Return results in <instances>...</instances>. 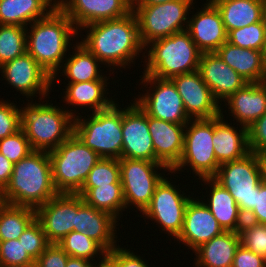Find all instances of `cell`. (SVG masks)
<instances>
[{"label": "cell", "instance_id": "obj_1", "mask_svg": "<svg viewBox=\"0 0 266 267\" xmlns=\"http://www.w3.org/2000/svg\"><path fill=\"white\" fill-rule=\"evenodd\" d=\"M85 28L87 35L80 43L103 65L109 68L113 66V71L117 67L129 68L130 63H135L139 53L145 50L139 36L138 20L133 11L119 19L86 25L82 30Z\"/></svg>", "mask_w": 266, "mask_h": 267}, {"label": "cell", "instance_id": "obj_2", "mask_svg": "<svg viewBox=\"0 0 266 267\" xmlns=\"http://www.w3.org/2000/svg\"><path fill=\"white\" fill-rule=\"evenodd\" d=\"M26 28V46L37 63L52 77V82L60 72L64 57L70 50L71 38L78 35L70 18L59 8H55L45 18L34 21ZM29 30V31H28ZM70 44V45H69Z\"/></svg>", "mask_w": 266, "mask_h": 267}, {"label": "cell", "instance_id": "obj_3", "mask_svg": "<svg viewBox=\"0 0 266 267\" xmlns=\"http://www.w3.org/2000/svg\"><path fill=\"white\" fill-rule=\"evenodd\" d=\"M57 194L49 153L33 150L14 164L9 184L0 193V202L36 209Z\"/></svg>", "mask_w": 266, "mask_h": 267}, {"label": "cell", "instance_id": "obj_4", "mask_svg": "<svg viewBox=\"0 0 266 267\" xmlns=\"http://www.w3.org/2000/svg\"><path fill=\"white\" fill-rule=\"evenodd\" d=\"M38 102L29 101L22 107L21 129L32 150L50 152L73 134L76 114L71 108L63 110L53 103Z\"/></svg>", "mask_w": 266, "mask_h": 267}, {"label": "cell", "instance_id": "obj_5", "mask_svg": "<svg viewBox=\"0 0 266 267\" xmlns=\"http://www.w3.org/2000/svg\"><path fill=\"white\" fill-rule=\"evenodd\" d=\"M146 47L143 53L146 64L143 74L171 79L199 68L202 53L187 30L154 40Z\"/></svg>", "mask_w": 266, "mask_h": 267}, {"label": "cell", "instance_id": "obj_6", "mask_svg": "<svg viewBox=\"0 0 266 267\" xmlns=\"http://www.w3.org/2000/svg\"><path fill=\"white\" fill-rule=\"evenodd\" d=\"M114 103L110 108L74 118L73 133L101 158H122L123 109Z\"/></svg>", "mask_w": 266, "mask_h": 267}, {"label": "cell", "instance_id": "obj_7", "mask_svg": "<svg viewBox=\"0 0 266 267\" xmlns=\"http://www.w3.org/2000/svg\"><path fill=\"white\" fill-rule=\"evenodd\" d=\"M48 153L52 165V181L58 193L76 194L89 172L102 159L74 133Z\"/></svg>", "mask_w": 266, "mask_h": 267}, {"label": "cell", "instance_id": "obj_8", "mask_svg": "<svg viewBox=\"0 0 266 267\" xmlns=\"http://www.w3.org/2000/svg\"><path fill=\"white\" fill-rule=\"evenodd\" d=\"M194 0H173L154 5H133L143 46L154 40L187 30ZM188 14V17H187ZM186 27H185V26Z\"/></svg>", "mask_w": 266, "mask_h": 267}, {"label": "cell", "instance_id": "obj_9", "mask_svg": "<svg viewBox=\"0 0 266 267\" xmlns=\"http://www.w3.org/2000/svg\"><path fill=\"white\" fill-rule=\"evenodd\" d=\"M186 165L199 177L196 179L212 178L217 173L220 164L214 153L213 118L190 119L185 125L183 153L170 173L176 174Z\"/></svg>", "mask_w": 266, "mask_h": 267}, {"label": "cell", "instance_id": "obj_10", "mask_svg": "<svg viewBox=\"0 0 266 267\" xmlns=\"http://www.w3.org/2000/svg\"><path fill=\"white\" fill-rule=\"evenodd\" d=\"M212 178L229 191L244 218L254 210L256 186L261 182L255 153L221 164Z\"/></svg>", "mask_w": 266, "mask_h": 267}, {"label": "cell", "instance_id": "obj_11", "mask_svg": "<svg viewBox=\"0 0 266 267\" xmlns=\"http://www.w3.org/2000/svg\"><path fill=\"white\" fill-rule=\"evenodd\" d=\"M119 165L126 209L132 205L142 213L149 205L157 184L165 176L157 170H170L158 162L128 158H120Z\"/></svg>", "mask_w": 266, "mask_h": 267}, {"label": "cell", "instance_id": "obj_12", "mask_svg": "<svg viewBox=\"0 0 266 267\" xmlns=\"http://www.w3.org/2000/svg\"><path fill=\"white\" fill-rule=\"evenodd\" d=\"M142 85H150L146 93L139 95L135 103L153 118L178 124H187L190 118L185 112L181 96L171 79L143 74Z\"/></svg>", "mask_w": 266, "mask_h": 267}, {"label": "cell", "instance_id": "obj_13", "mask_svg": "<svg viewBox=\"0 0 266 267\" xmlns=\"http://www.w3.org/2000/svg\"><path fill=\"white\" fill-rule=\"evenodd\" d=\"M167 179L165 176L157 184L152 199L142 214L146 219L154 220L162 231H166L165 234L168 233L175 239L180 235L185 209L192 197Z\"/></svg>", "mask_w": 266, "mask_h": 267}, {"label": "cell", "instance_id": "obj_14", "mask_svg": "<svg viewBox=\"0 0 266 267\" xmlns=\"http://www.w3.org/2000/svg\"><path fill=\"white\" fill-rule=\"evenodd\" d=\"M0 71L7 84L26 96L28 101L38 93L40 100L46 98L52 90L51 84H55L52 77L27 52L0 66Z\"/></svg>", "mask_w": 266, "mask_h": 267}, {"label": "cell", "instance_id": "obj_15", "mask_svg": "<svg viewBox=\"0 0 266 267\" xmlns=\"http://www.w3.org/2000/svg\"><path fill=\"white\" fill-rule=\"evenodd\" d=\"M122 158L156 162L148 115L133 101L123 108Z\"/></svg>", "mask_w": 266, "mask_h": 267}, {"label": "cell", "instance_id": "obj_16", "mask_svg": "<svg viewBox=\"0 0 266 267\" xmlns=\"http://www.w3.org/2000/svg\"><path fill=\"white\" fill-rule=\"evenodd\" d=\"M190 119H210L221 114L222 105L214 98L199 71L171 78Z\"/></svg>", "mask_w": 266, "mask_h": 267}, {"label": "cell", "instance_id": "obj_17", "mask_svg": "<svg viewBox=\"0 0 266 267\" xmlns=\"http://www.w3.org/2000/svg\"><path fill=\"white\" fill-rule=\"evenodd\" d=\"M35 210L50 244L60 242L76 226V194L58 193Z\"/></svg>", "mask_w": 266, "mask_h": 267}, {"label": "cell", "instance_id": "obj_18", "mask_svg": "<svg viewBox=\"0 0 266 267\" xmlns=\"http://www.w3.org/2000/svg\"><path fill=\"white\" fill-rule=\"evenodd\" d=\"M59 8L80 32L86 25L127 16L133 5L132 0H61Z\"/></svg>", "mask_w": 266, "mask_h": 267}, {"label": "cell", "instance_id": "obj_19", "mask_svg": "<svg viewBox=\"0 0 266 267\" xmlns=\"http://www.w3.org/2000/svg\"><path fill=\"white\" fill-rule=\"evenodd\" d=\"M203 198L202 196L200 199H190L185 209L182 230L176 238L177 242L179 241L186 247H190L188 250L195 251L202 244L224 231L203 200H201Z\"/></svg>", "mask_w": 266, "mask_h": 267}, {"label": "cell", "instance_id": "obj_20", "mask_svg": "<svg viewBox=\"0 0 266 267\" xmlns=\"http://www.w3.org/2000/svg\"><path fill=\"white\" fill-rule=\"evenodd\" d=\"M203 6L189 17L187 31L201 53H213L227 42V32L217 7L210 0Z\"/></svg>", "mask_w": 266, "mask_h": 267}, {"label": "cell", "instance_id": "obj_21", "mask_svg": "<svg viewBox=\"0 0 266 267\" xmlns=\"http://www.w3.org/2000/svg\"><path fill=\"white\" fill-rule=\"evenodd\" d=\"M117 222L111 214L87 205L83 198L76 194V226H73V231L85 233L110 252L117 247Z\"/></svg>", "mask_w": 266, "mask_h": 267}, {"label": "cell", "instance_id": "obj_22", "mask_svg": "<svg viewBox=\"0 0 266 267\" xmlns=\"http://www.w3.org/2000/svg\"><path fill=\"white\" fill-rule=\"evenodd\" d=\"M198 71L220 105L248 83L216 52L201 54Z\"/></svg>", "mask_w": 266, "mask_h": 267}, {"label": "cell", "instance_id": "obj_23", "mask_svg": "<svg viewBox=\"0 0 266 267\" xmlns=\"http://www.w3.org/2000/svg\"><path fill=\"white\" fill-rule=\"evenodd\" d=\"M185 125L148 116L156 162L165 165L170 171L178 164L183 153Z\"/></svg>", "mask_w": 266, "mask_h": 267}, {"label": "cell", "instance_id": "obj_24", "mask_svg": "<svg viewBox=\"0 0 266 267\" xmlns=\"http://www.w3.org/2000/svg\"><path fill=\"white\" fill-rule=\"evenodd\" d=\"M223 111L219 116L213 117V145L218 163L235 161L250 153L248 146V128L234 127L232 123L224 121ZM232 125V126H231Z\"/></svg>", "mask_w": 266, "mask_h": 267}, {"label": "cell", "instance_id": "obj_25", "mask_svg": "<svg viewBox=\"0 0 266 267\" xmlns=\"http://www.w3.org/2000/svg\"><path fill=\"white\" fill-rule=\"evenodd\" d=\"M225 103L236 123L239 122L241 126L249 128L266 113V83H247Z\"/></svg>", "mask_w": 266, "mask_h": 267}, {"label": "cell", "instance_id": "obj_26", "mask_svg": "<svg viewBox=\"0 0 266 267\" xmlns=\"http://www.w3.org/2000/svg\"><path fill=\"white\" fill-rule=\"evenodd\" d=\"M216 53L248 83L263 82L266 52L245 49L225 42Z\"/></svg>", "mask_w": 266, "mask_h": 267}, {"label": "cell", "instance_id": "obj_27", "mask_svg": "<svg viewBox=\"0 0 266 267\" xmlns=\"http://www.w3.org/2000/svg\"><path fill=\"white\" fill-rule=\"evenodd\" d=\"M199 180H202L204 186L211 187L208 195L210 199L207 198V202L206 200L203 202L216 218L218 224L224 231L239 233L245 218L233 196L213 178H200Z\"/></svg>", "mask_w": 266, "mask_h": 267}, {"label": "cell", "instance_id": "obj_28", "mask_svg": "<svg viewBox=\"0 0 266 267\" xmlns=\"http://www.w3.org/2000/svg\"><path fill=\"white\" fill-rule=\"evenodd\" d=\"M240 244L238 232L223 231L193 252L196 255L195 267H232L235 252Z\"/></svg>", "mask_w": 266, "mask_h": 267}, {"label": "cell", "instance_id": "obj_29", "mask_svg": "<svg viewBox=\"0 0 266 267\" xmlns=\"http://www.w3.org/2000/svg\"><path fill=\"white\" fill-rule=\"evenodd\" d=\"M108 80H93L80 83H68L66 91H63L65 94L62 96L69 106L78 108V106L84 108L89 107L88 109L94 112L105 110L110 108L115 100L108 98L107 95V83ZM106 87V88H105ZM107 91V92H106ZM111 99V100H110ZM114 100V101H113Z\"/></svg>", "mask_w": 266, "mask_h": 267}, {"label": "cell", "instance_id": "obj_30", "mask_svg": "<svg viewBox=\"0 0 266 267\" xmlns=\"http://www.w3.org/2000/svg\"><path fill=\"white\" fill-rule=\"evenodd\" d=\"M55 8L50 0H0V24L28 27Z\"/></svg>", "mask_w": 266, "mask_h": 267}, {"label": "cell", "instance_id": "obj_31", "mask_svg": "<svg viewBox=\"0 0 266 267\" xmlns=\"http://www.w3.org/2000/svg\"><path fill=\"white\" fill-rule=\"evenodd\" d=\"M219 10L226 32L262 20L265 0H210Z\"/></svg>", "mask_w": 266, "mask_h": 267}, {"label": "cell", "instance_id": "obj_32", "mask_svg": "<svg viewBox=\"0 0 266 267\" xmlns=\"http://www.w3.org/2000/svg\"><path fill=\"white\" fill-rule=\"evenodd\" d=\"M78 42V43H77ZM73 44V54L64 60L62 67V75L68 78V83H80L93 80H108L102 75L99 64L102 63L79 41ZM100 70V71H99ZM105 76V77H104ZM71 80V81H69Z\"/></svg>", "mask_w": 266, "mask_h": 267}, {"label": "cell", "instance_id": "obj_33", "mask_svg": "<svg viewBox=\"0 0 266 267\" xmlns=\"http://www.w3.org/2000/svg\"><path fill=\"white\" fill-rule=\"evenodd\" d=\"M76 194L80 195L87 205L105 211L117 220L121 218L120 213L126 209L121 183L82 187Z\"/></svg>", "mask_w": 266, "mask_h": 267}, {"label": "cell", "instance_id": "obj_34", "mask_svg": "<svg viewBox=\"0 0 266 267\" xmlns=\"http://www.w3.org/2000/svg\"><path fill=\"white\" fill-rule=\"evenodd\" d=\"M36 218V210L0 202V241L18 239Z\"/></svg>", "mask_w": 266, "mask_h": 267}, {"label": "cell", "instance_id": "obj_35", "mask_svg": "<svg viewBox=\"0 0 266 267\" xmlns=\"http://www.w3.org/2000/svg\"><path fill=\"white\" fill-rule=\"evenodd\" d=\"M70 257L83 258L95 262V257L101 259L107 251L95 240L83 232L71 231L57 243ZM98 254V255H97Z\"/></svg>", "mask_w": 266, "mask_h": 267}, {"label": "cell", "instance_id": "obj_36", "mask_svg": "<svg viewBox=\"0 0 266 267\" xmlns=\"http://www.w3.org/2000/svg\"><path fill=\"white\" fill-rule=\"evenodd\" d=\"M26 27L0 24V66L27 52Z\"/></svg>", "mask_w": 266, "mask_h": 267}, {"label": "cell", "instance_id": "obj_37", "mask_svg": "<svg viewBox=\"0 0 266 267\" xmlns=\"http://www.w3.org/2000/svg\"><path fill=\"white\" fill-rule=\"evenodd\" d=\"M227 42L245 49L265 52V40L262 21L230 30Z\"/></svg>", "mask_w": 266, "mask_h": 267}, {"label": "cell", "instance_id": "obj_38", "mask_svg": "<svg viewBox=\"0 0 266 267\" xmlns=\"http://www.w3.org/2000/svg\"><path fill=\"white\" fill-rule=\"evenodd\" d=\"M121 183L118 159L102 158L89 172L82 187H98Z\"/></svg>", "mask_w": 266, "mask_h": 267}, {"label": "cell", "instance_id": "obj_39", "mask_svg": "<svg viewBox=\"0 0 266 267\" xmlns=\"http://www.w3.org/2000/svg\"><path fill=\"white\" fill-rule=\"evenodd\" d=\"M239 234L241 244L246 249L266 258V224L244 219Z\"/></svg>", "mask_w": 266, "mask_h": 267}, {"label": "cell", "instance_id": "obj_40", "mask_svg": "<svg viewBox=\"0 0 266 267\" xmlns=\"http://www.w3.org/2000/svg\"><path fill=\"white\" fill-rule=\"evenodd\" d=\"M22 241L24 250L36 261L50 245L40 222L35 218L18 238Z\"/></svg>", "mask_w": 266, "mask_h": 267}, {"label": "cell", "instance_id": "obj_41", "mask_svg": "<svg viewBox=\"0 0 266 267\" xmlns=\"http://www.w3.org/2000/svg\"><path fill=\"white\" fill-rule=\"evenodd\" d=\"M32 151L22 129L0 140V153L13 164L18 163Z\"/></svg>", "mask_w": 266, "mask_h": 267}, {"label": "cell", "instance_id": "obj_42", "mask_svg": "<svg viewBox=\"0 0 266 267\" xmlns=\"http://www.w3.org/2000/svg\"><path fill=\"white\" fill-rule=\"evenodd\" d=\"M14 102L0 100V140L21 129V112Z\"/></svg>", "mask_w": 266, "mask_h": 267}, {"label": "cell", "instance_id": "obj_43", "mask_svg": "<svg viewBox=\"0 0 266 267\" xmlns=\"http://www.w3.org/2000/svg\"><path fill=\"white\" fill-rule=\"evenodd\" d=\"M36 264L18 239L0 241V266Z\"/></svg>", "mask_w": 266, "mask_h": 267}, {"label": "cell", "instance_id": "obj_44", "mask_svg": "<svg viewBox=\"0 0 266 267\" xmlns=\"http://www.w3.org/2000/svg\"><path fill=\"white\" fill-rule=\"evenodd\" d=\"M248 146L252 153L266 150V113L248 128Z\"/></svg>", "mask_w": 266, "mask_h": 267}, {"label": "cell", "instance_id": "obj_45", "mask_svg": "<svg viewBox=\"0 0 266 267\" xmlns=\"http://www.w3.org/2000/svg\"><path fill=\"white\" fill-rule=\"evenodd\" d=\"M68 257L58 244H50L35 263L36 267H66Z\"/></svg>", "mask_w": 266, "mask_h": 267}, {"label": "cell", "instance_id": "obj_46", "mask_svg": "<svg viewBox=\"0 0 266 267\" xmlns=\"http://www.w3.org/2000/svg\"><path fill=\"white\" fill-rule=\"evenodd\" d=\"M117 263L118 267H150L140 255L136 254L130 249L117 247L107 252Z\"/></svg>", "mask_w": 266, "mask_h": 267}, {"label": "cell", "instance_id": "obj_47", "mask_svg": "<svg viewBox=\"0 0 266 267\" xmlns=\"http://www.w3.org/2000/svg\"><path fill=\"white\" fill-rule=\"evenodd\" d=\"M232 267H266V258L240 244L235 252Z\"/></svg>", "mask_w": 266, "mask_h": 267}, {"label": "cell", "instance_id": "obj_48", "mask_svg": "<svg viewBox=\"0 0 266 267\" xmlns=\"http://www.w3.org/2000/svg\"><path fill=\"white\" fill-rule=\"evenodd\" d=\"M245 219L266 224V184L262 181L256 186L255 208Z\"/></svg>", "mask_w": 266, "mask_h": 267}, {"label": "cell", "instance_id": "obj_49", "mask_svg": "<svg viewBox=\"0 0 266 267\" xmlns=\"http://www.w3.org/2000/svg\"><path fill=\"white\" fill-rule=\"evenodd\" d=\"M14 164L0 153V193L9 184Z\"/></svg>", "mask_w": 266, "mask_h": 267}, {"label": "cell", "instance_id": "obj_50", "mask_svg": "<svg viewBox=\"0 0 266 267\" xmlns=\"http://www.w3.org/2000/svg\"><path fill=\"white\" fill-rule=\"evenodd\" d=\"M255 156L259 164L261 181L266 184V150L255 152Z\"/></svg>", "mask_w": 266, "mask_h": 267}, {"label": "cell", "instance_id": "obj_51", "mask_svg": "<svg viewBox=\"0 0 266 267\" xmlns=\"http://www.w3.org/2000/svg\"><path fill=\"white\" fill-rule=\"evenodd\" d=\"M66 267H93V262L83 258L68 257Z\"/></svg>", "mask_w": 266, "mask_h": 267}, {"label": "cell", "instance_id": "obj_52", "mask_svg": "<svg viewBox=\"0 0 266 267\" xmlns=\"http://www.w3.org/2000/svg\"><path fill=\"white\" fill-rule=\"evenodd\" d=\"M95 263V264H94ZM93 263V267H118L116 261L106 253L97 264V261Z\"/></svg>", "mask_w": 266, "mask_h": 267}, {"label": "cell", "instance_id": "obj_53", "mask_svg": "<svg viewBox=\"0 0 266 267\" xmlns=\"http://www.w3.org/2000/svg\"><path fill=\"white\" fill-rule=\"evenodd\" d=\"M170 1L173 0H132V5H154Z\"/></svg>", "mask_w": 266, "mask_h": 267}, {"label": "cell", "instance_id": "obj_54", "mask_svg": "<svg viewBox=\"0 0 266 267\" xmlns=\"http://www.w3.org/2000/svg\"><path fill=\"white\" fill-rule=\"evenodd\" d=\"M262 23H263V31H264V40H265V52H266V0L265 4L263 7V12H262Z\"/></svg>", "mask_w": 266, "mask_h": 267}, {"label": "cell", "instance_id": "obj_55", "mask_svg": "<svg viewBox=\"0 0 266 267\" xmlns=\"http://www.w3.org/2000/svg\"><path fill=\"white\" fill-rule=\"evenodd\" d=\"M0 267H36V264H26V265H7V266H0Z\"/></svg>", "mask_w": 266, "mask_h": 267}, {"label": "cell", "instance_id": "obj_56", "mask_svg": "<svg viewBox=\"0 0 266 267\" xmlns=\"http://www.w3.org/2000/svg\"><path fill=\"white\" fill-rule=\"evenodd\" d=\"M56 7H59L61 0H50Z\"/></svg>", "mask_w": 266, "mask_h": 267}, {"label": "cell", "instance_id": "obj_57", "mask_svg": "<svg viewBox=\"0 0 266 267\" xmlns=\"http://www.w3.org/2000/svg\"><path fill=\"white\" fill-rule=\"evenodd\" d=\"M263 83H266V63H265V76H264Z\"/></svg>", "mask_w": 266, "mask_h": 267}]
</instances>
